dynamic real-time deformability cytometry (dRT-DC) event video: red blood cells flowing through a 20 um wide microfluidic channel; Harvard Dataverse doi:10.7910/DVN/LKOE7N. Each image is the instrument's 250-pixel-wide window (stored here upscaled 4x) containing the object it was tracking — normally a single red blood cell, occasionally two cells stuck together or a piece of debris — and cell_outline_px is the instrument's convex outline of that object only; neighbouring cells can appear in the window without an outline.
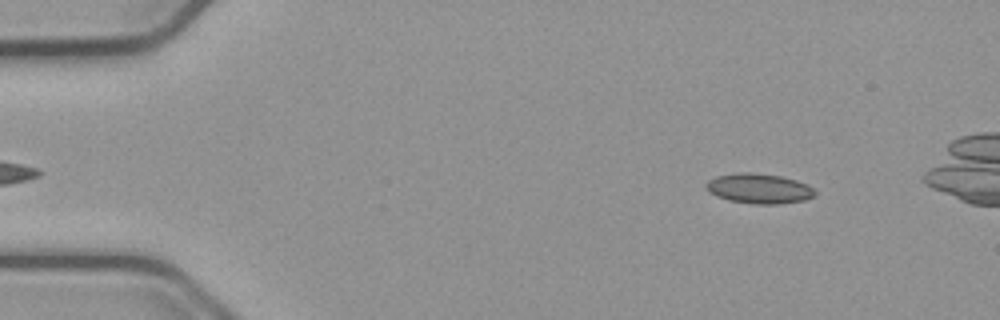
{"species": "common noctule bat (a hibernating species)", "species_latin": "Nyctalus noctula", "temperature_condition": "cold", "stored_images_in_passage": 49, "camera_frame_rate_fps": 3000, "um_per_image_px": 0.085, "animal": {"sex": "male", "body_mass_g": 23.1, "forearm_length_mm": 52.7}, "frame": {"image": 1, "passage_image": 5, "time_ms": 1.333, "image_size_px": [1000, 320], "cell_outline_px": [[816, 196], [804, 200], [780, 204], [752, 204], [728, 200], [716, 196], [704, 188], [704, 184], [708, 180], [716, 176], [736, 172], [752, 172], [780, 176], [796, 180], [808, 184], [816, 192]], "centroid_in_image_um": [64.49, 16.02], "position_along_channel_um": 20.5, "area_um2": 19.31}}
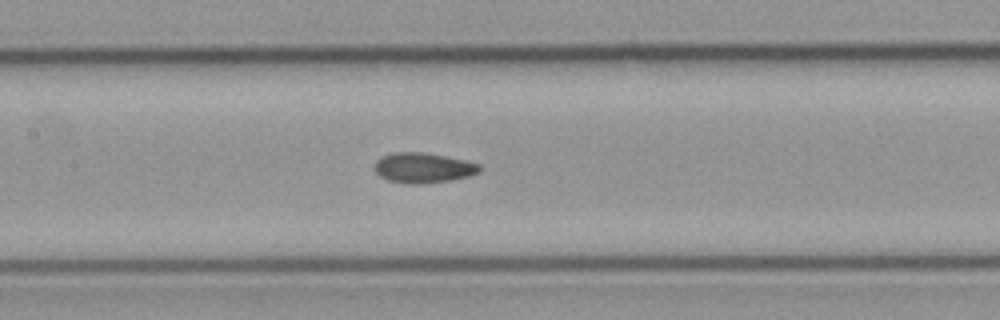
{"frame": {"image": 2, "passage_image": 24, "time_ms": 7.667, "image_size_px": [1000, 320], "cell_outline_px": [[480, 172], [468, 176], [452, 180], [424, 184], [404, 184], [388, 180], [380, 176], [376, 172], [376, 160], [384, 156], [396, 152], [420, 152], [444, 156], [464, 160], [480, 164]], "centroid_in_image_um": [35.99, 14.28], "position_along_channel_um": 171.4, "area_um2": 18.32}}
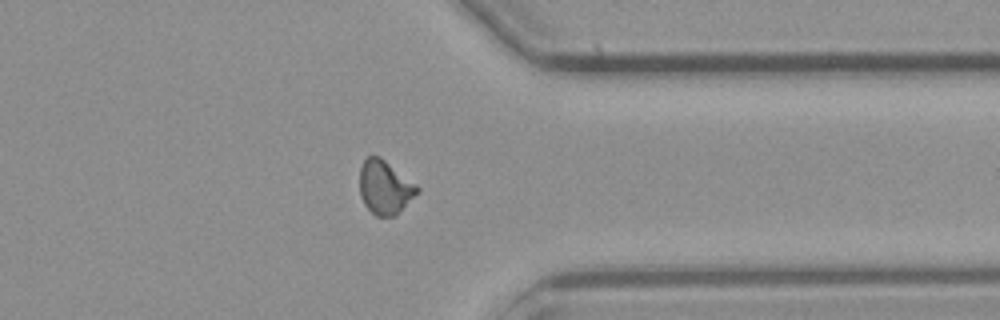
{"frame": {"image": 3, "passage_image": 41, "time_ms": 13.333, "image_size_px": [1000, 320], "cell_outline_px": [[420, 192], [396, 216], [376, 216], [364, 204], [360, 196], [360, 168], [364, 160], [368, 156], [380, 156], [416, 184], [420, 188]], "centroid_in_image_um": [32.73, 15.93], "position_along_channel_um": 378.7, "area_um2": 18.15}}